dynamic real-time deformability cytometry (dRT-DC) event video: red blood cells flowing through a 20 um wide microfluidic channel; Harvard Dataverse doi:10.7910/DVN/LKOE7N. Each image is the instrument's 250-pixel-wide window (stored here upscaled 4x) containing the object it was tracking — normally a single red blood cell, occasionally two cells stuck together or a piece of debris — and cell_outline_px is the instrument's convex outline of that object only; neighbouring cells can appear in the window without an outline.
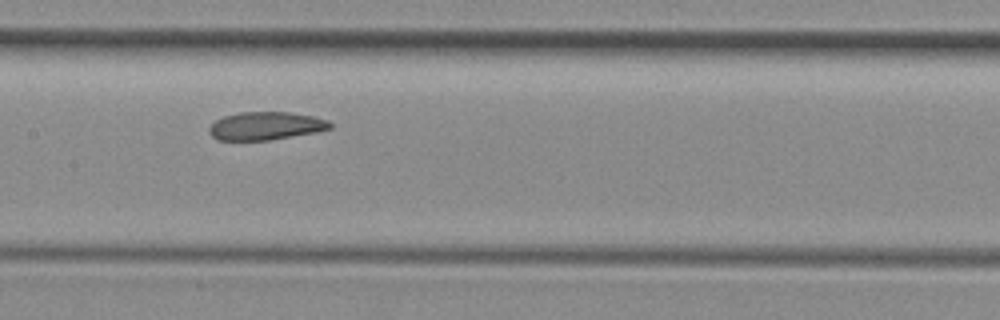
{"species": "common noctule bat (a hibernating species)", "species_latin": "Nyctalus noctula", "temperature_condition": "room temperature", "stored_images_in_passage": 7, "camera_frame_rate_fps": 3000, "um_per_image_px": 0.085, "animal": {"sex": "female", "body_mass_g": 29.2, "forearm_length_mm": 56.3}, "frame": {"image": 1, "passage_image": 7, "time_ms": 2.0, "image_size_px": [1000, 320], "cell_outline_px": [[332, 128], [316, 132], [268, 140], [216, 140], [208, 132], [208, 128], [216, 120], [224, 116], [240, 112], [288, 112], [312, 116], [328, 120], [332, 124]], "centroid_in_image_um": [22.57, 10.7], "position_along_channel_um": 184.8, "area_um2": 19.71}}